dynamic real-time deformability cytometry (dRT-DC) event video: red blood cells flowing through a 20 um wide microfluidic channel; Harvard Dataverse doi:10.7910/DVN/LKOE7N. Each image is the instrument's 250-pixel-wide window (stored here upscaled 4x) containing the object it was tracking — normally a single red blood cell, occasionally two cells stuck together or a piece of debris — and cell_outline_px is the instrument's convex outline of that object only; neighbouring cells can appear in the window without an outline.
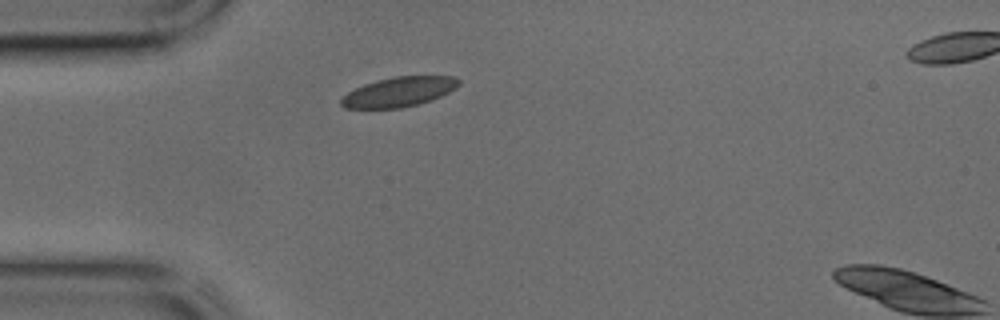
{"species": "common noctule bat (a hibernating species)", "species_latin": "Nyctalus noctula", "temperature_condition": "cold", "stored_images_in_passage": 3, "camera_frame_rate_fps": 3000, "um_per_image_px": 0.085, "animal": {"sex": "male", "body_mass_g": 17.9, "forearm_length_mm": 54.2}, "frame": {"image": 1, "passage_image": 1, "time_ms": 0.0, "image_size_px": [1000, 320], "cell_outline_px": [[460, 84], [456, 88], [440, 96], [416, 104], [400, 108], [344, 108], [340, 104], [340, 100], [348, 92], [364, 84], [376, 80], [396, 76], [456, 76], [460, 80]], "centroid_in_image_um": [33.9, 7.79], "position_along_channel_um": 51.1, "area_um2": 20.17}}